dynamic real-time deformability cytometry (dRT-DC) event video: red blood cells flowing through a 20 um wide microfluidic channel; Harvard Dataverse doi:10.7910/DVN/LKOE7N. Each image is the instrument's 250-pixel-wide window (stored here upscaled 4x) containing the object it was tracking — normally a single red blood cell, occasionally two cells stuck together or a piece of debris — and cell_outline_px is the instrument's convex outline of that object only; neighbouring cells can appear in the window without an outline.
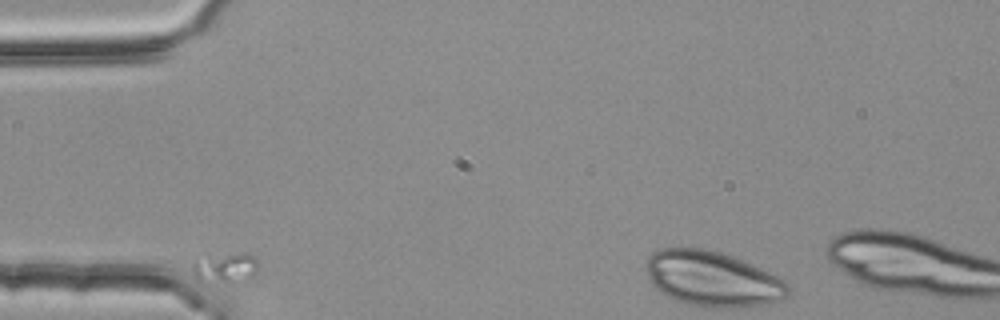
{"species": "common noctule bat (a hibernating species)", "species_latin": "Nyctalus noctula", "temperature_condition": "room temperature", "stored_images_in_passage": 6, "camera_frame_rate_fps": 3000, "um_per_image_px": 0.085, "animal": {"sex": "female", "body_mass_g": 25.1}, "frame": {"image": 1, "passage_image": 1, "time_ms": 0.0, "image_size_px": [1000, 320], "cell_outline_px": [[256, 268], [252, 276], [244, 280], [232, 284], [200, 284], [192, 276], [192, 260], [208, 256], [240, 252], [244, 252], [256, 256]], "centroid_in_image_um": [19.04, 22.81], "position_along_channel_um": 66.0, "area_um2": 12.37}}